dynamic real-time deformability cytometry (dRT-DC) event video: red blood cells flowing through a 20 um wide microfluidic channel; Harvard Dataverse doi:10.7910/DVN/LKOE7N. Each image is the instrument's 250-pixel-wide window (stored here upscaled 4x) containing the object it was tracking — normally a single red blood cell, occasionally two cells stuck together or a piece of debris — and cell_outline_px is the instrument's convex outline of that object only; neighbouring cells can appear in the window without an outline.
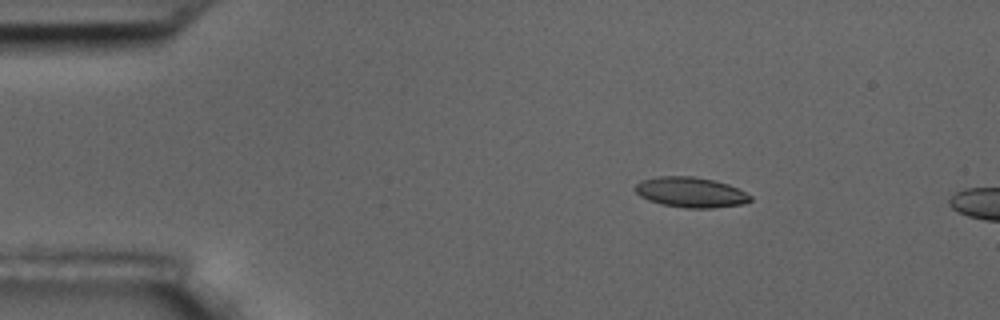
{"species": "common noctule bat (a hibernating species)", "species_latin": "Nyctalus noctula", "temperature_condition": "room temperature", "stored_images_in_passage": 5, "camera_frame_rate_fps": 3000, "um_per_image_px": 0.085, "animal": {"sex": "male", "body_mass_g": 17.5, "forearm_length_mm": 52.3}, "frame": {"image": 1, "passage_image": 3, "time_ms": 2.333, "image_size_px": [1000, 320], "cell_outline_px": [[752, 200], [744, 204], [712, 208], [684, 208], [660, 204], [648, 200], [640, 196], [632, 188], [640, 180], [660, 176], [692, 176], [712, 180], [728, 184], [752, 196]], "centroid_in_image_um": [58.67, 16.35], "position_along_channel_um": 26.3, "area_um2": 20.4}}